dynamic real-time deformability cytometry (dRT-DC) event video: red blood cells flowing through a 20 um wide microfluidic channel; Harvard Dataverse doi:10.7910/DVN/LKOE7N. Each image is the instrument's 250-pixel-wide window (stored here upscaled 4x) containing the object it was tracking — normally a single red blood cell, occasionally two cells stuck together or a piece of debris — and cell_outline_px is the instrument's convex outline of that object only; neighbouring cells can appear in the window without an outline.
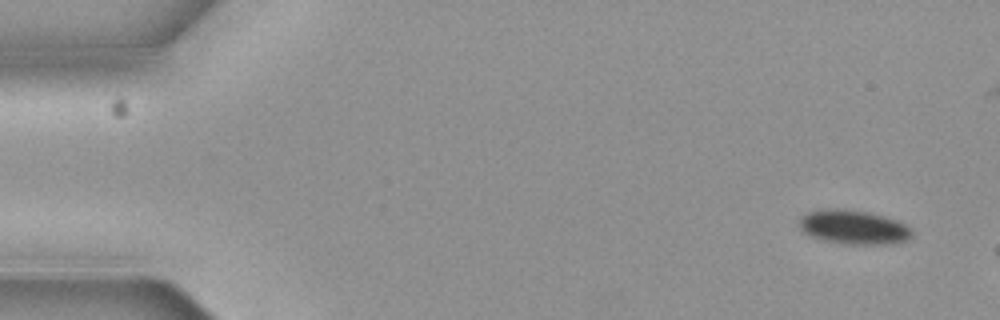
{"species": "common noctule bat (a hibernating species)", "species_latin": "Nyctalus noctula", "temperature_condition": "cold", "stored_images_in_passage": 4, "camera_frame_rate_fps": 3000, "um_per_image_px": 0.085, "animal": {"sex": "female", "body_mass_g": 19.3, "forearm_length_mm": 54.1}, "frame": {"image": 1, "passage_image": 1, "time_ms": 0.0, "image_size_px": [1000, 320], "cell_outline_px": [[912, 236], [908, 240], [892, 244], [844, 244], [812, 236], [804, 232], [800, 228], [800, 216], [816, 208], [844, 208], [868, 212], [884, 216], [896, 220], [912, 228]], "centroid_in_image_um": [72.56, 19.29], "position_along_channel_um": 12.4, "area_um2": 22.6}}